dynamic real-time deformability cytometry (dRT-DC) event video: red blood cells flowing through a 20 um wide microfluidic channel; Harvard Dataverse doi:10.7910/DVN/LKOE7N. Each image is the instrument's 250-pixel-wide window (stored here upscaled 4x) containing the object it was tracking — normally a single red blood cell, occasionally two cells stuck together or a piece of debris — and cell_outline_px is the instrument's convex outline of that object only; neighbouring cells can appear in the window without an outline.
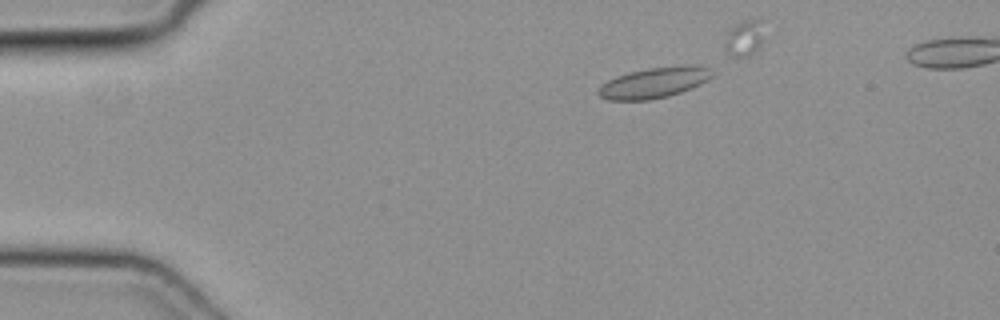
{"species": "common noctule bat (a hibernating species)", "species_latin": "Nyctalus noctula", "temperature_condition": "cold", "stored_images_in_passage": 32, "camera_frame_rate_fps": 3000, "um_per_image_px": 0.085, "animal": {"sex": "female", "body_mass_g": 19.3, "forearm_length_mm": 54.1}, "frame": {"image": 1, "passage_image": 2, "time_ms": 0.333, "image_size_px": [1000, 320], "cell_outline_px": [[712, 76], [708, 80], [692, 88], [668, 96], [648, 100], [608, 100], [600, 96], [596, 92], [596, 88], [600, 84], [616, 76], [628, 72], [648, 68], [684, 64], [692, 64], [712, 68]], "centroid_in_image_um": [55.59, 7.01], "position_along_channel_um": 29.4, "area_um2": 20.69}}
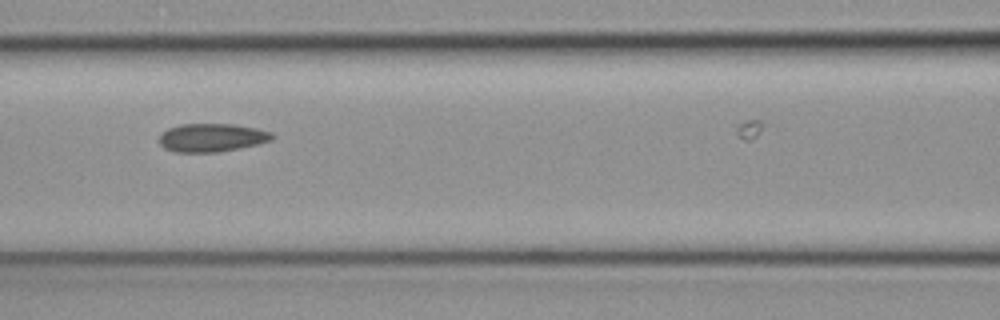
{"frame": {"image": 2, "passage_image": 15, "time_ms": 4.667, "image_size_px": [1000, 320], "cell_outline_px": [[276, 136], [272, 140], [256, 144], [216, 152], [176, 152], [164, 148], [160, 144], [160, 136], [168, 128], [180, 124], [236, 124], [256, 128], [272, 132]], "centroid_in_image_um": [18.02, 11.68], "position_along_channel_um": 148.6, "area_um2": 18.5}}
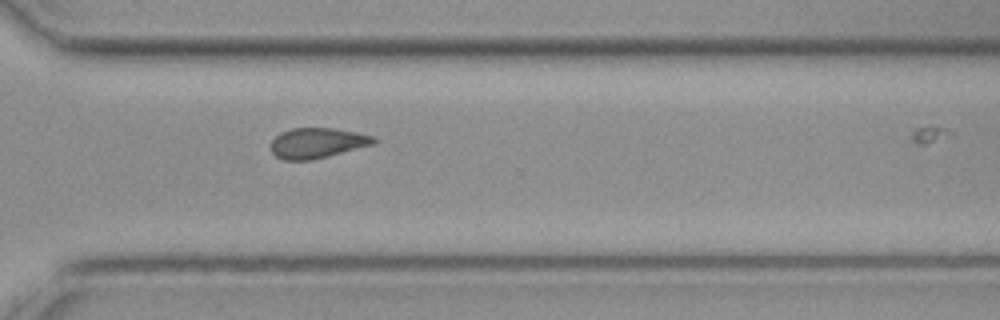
{"frame": {"image": 3, "passage_image": 29, "time_ms": 9.333, "image_size_px": [1000, 320], "cell_outline_px": [[376, 144], [312, 160], [284, 160], [276, 156], [272, 152], [272, 140], [280, 132], [292, 128], [332, 128], [356, 132], [372, 136], [376, 140]], "centroid_in_image_um": [26.97, 12.15], "position_along_channel_um": 343.6, "area_um2": 18.09}}